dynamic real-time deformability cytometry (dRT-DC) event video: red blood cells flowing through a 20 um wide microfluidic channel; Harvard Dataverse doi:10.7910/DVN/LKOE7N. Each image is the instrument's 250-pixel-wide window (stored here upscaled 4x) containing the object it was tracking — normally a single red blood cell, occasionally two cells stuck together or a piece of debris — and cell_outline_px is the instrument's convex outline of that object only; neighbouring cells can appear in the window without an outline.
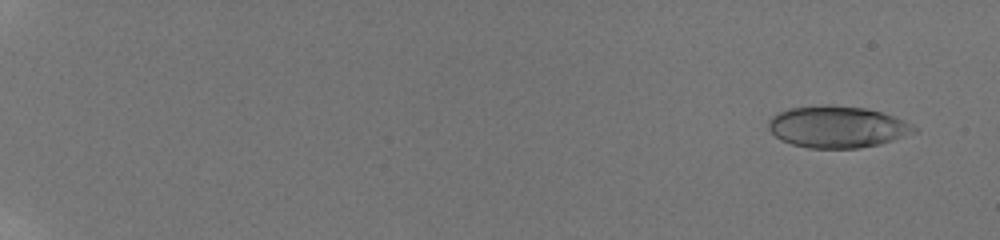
{"species": "human", "species_latin": "Homo sapiens", "temperature_condition": "room temperature", "stored_images_in_passage": 58, "camera_frame_rate_fps": 3000, "um_per_image_px": 0.085, "donor": {"sex": "male"}, "frame": {"image": 1, "passage_image": 4, "time_ms": 1.0, "image_size_px": [1000, 240], "cell_outline_px": [[920, 128], [916, 132], [880, 144], [856, 148], [808, 148], [792, 144], [780, 140], [768, 128], [768, 120], [772, 116], [788, 108], [824, 104], [828, 104], [864, 108], [884, 112], [904, 120]], "centroid_in_image_um": [71.18, 10.77], "position_along_channel_um": 13.8, "area_um2": 35.6}}
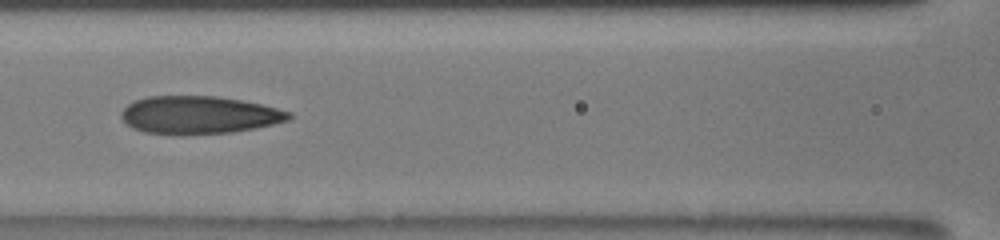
{"frame": {"image": 2, "passage_image": 31, "time_ms": 10.0, "image_size_px": [1000, 240], "cell_outline_px": [[292, 116], [288, 120], [256, 128], [232, 132], [184, 136], [172, 136], [144, 132], [132, 128], [120, 116], [120, 112], [128, 104], [136, 100], [148, 96], [216, 96], [240, 100], [260, 104], [292, 112]], "centroid_in_image_um": [16.88, 9.8], "position_along_channel_um": 149.7, "area_um2": 37.34}}
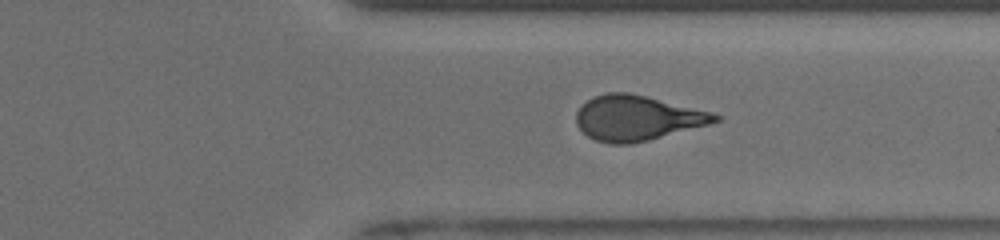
{"frame": {"image": 3, "passage_image": 47, "time_ms": 15.333, "image_size_px": [1000, 240], "cell_outline_px": [[720, 120], [708, 124], [648, 140], [632, 144], [612, 144], [596, 140], [588, 136], [576, 124], [576, 112], [592, 96], [608, 92], [628, 92], [712, 112], [720, 116]], "centroid_in_image_um": [54.12, 10.03], "position_along_channel_um": 357.3, "area_um2": 36.01}, "authors_computed_cell_mechanics": {"area_um2": 35.9516, "velocity_mm_per_s": 3.8968, "shape_relaxation_time_tau1_ms": 7.3816, "shape_relaxation_time_tau2_ms": 1.6071, "deformation_change_tau1": 0.2191, "deformation_change_tau2": 0.0971}}